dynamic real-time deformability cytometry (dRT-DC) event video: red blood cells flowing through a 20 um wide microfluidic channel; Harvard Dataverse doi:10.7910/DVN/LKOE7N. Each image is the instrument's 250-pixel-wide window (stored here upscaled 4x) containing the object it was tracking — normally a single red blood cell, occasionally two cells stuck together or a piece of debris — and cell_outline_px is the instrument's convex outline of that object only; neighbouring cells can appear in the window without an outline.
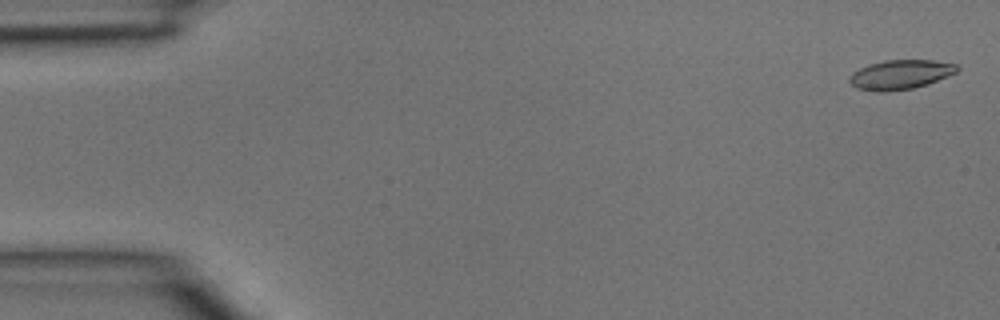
{"species": "common noctule bat (a hibernating species)", "species_latin": "Nyctalus noctula", "temperature_condition": "room temperature", "stored_images_in_passage": 4, "camera_frame_rate_fps": 3000, "um_per_image_px": 0.085, "animal": {"sex": "male", "body_mass_g": 15.6}, "frame": {"image": 1, "passage_image": 1, "time_ms": 0.0, "image_size_px": [1000, 320], "cell_outline_px": [[960, 68], [956, 72], [948, 76], [928, 84], [912, 88], [884, 92], [876, 92], [856, 88], [848, 80], [848, 76], [852, 72], [868, 64], [884, 60], [932, 60], [956, 64]], "centroid_in_image_um": [76.5, 6.34], "position_along_channel_um": 8.5, "area_um2": 18.55}}
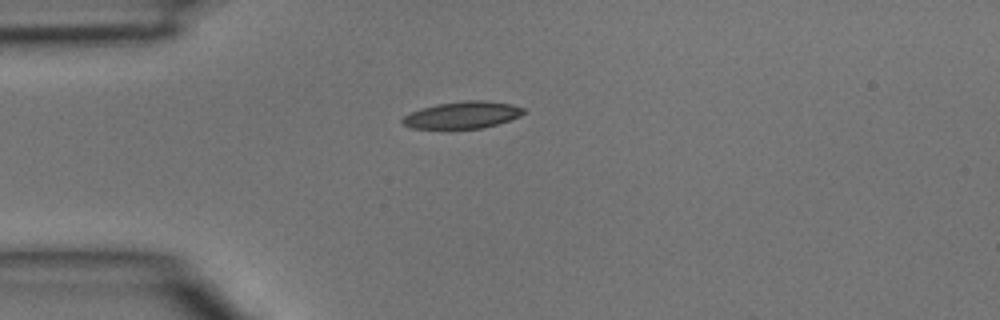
{"frame": {"image": 2, "passage_image": 4, "time_ms": 1.0, "image_size_px": [1000, 320], "cell_outline_px": [[524, 112], [520, 116], [484, 128], [412, 128], [404, 124], [400, 120], [408, 112], [420, 108], [436, 104], [464, 100], [484, 100], [512, 104], [524, 108]], "centroid_in_image_um": [39.28, 9.76], "position_along_channel_um": 45.7, "area_um2": 19.02}}